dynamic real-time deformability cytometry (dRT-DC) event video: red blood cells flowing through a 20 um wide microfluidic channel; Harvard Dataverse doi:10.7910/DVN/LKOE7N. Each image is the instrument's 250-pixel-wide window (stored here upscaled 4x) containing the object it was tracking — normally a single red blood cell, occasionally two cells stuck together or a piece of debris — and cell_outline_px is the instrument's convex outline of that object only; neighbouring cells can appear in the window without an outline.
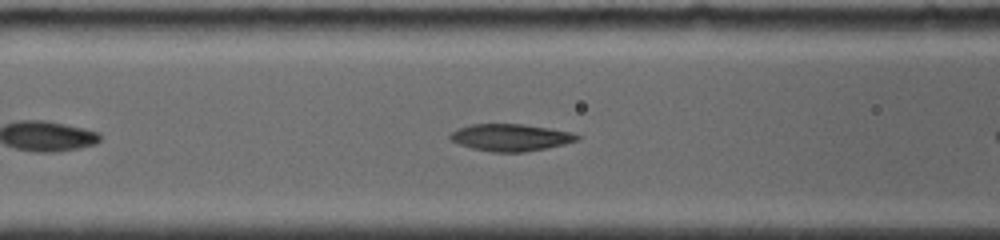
{"species": "common noctule bat (a hibernating species)", "species_latin": "Nyctalus noctula", "temperature_condition": "room temperature", "stored_images_in_passage": 11, "camera_frame_rate_fps": 4000, "um_per_image_px": 0.085, "animal": {"sex": "female", "body_mass_g": 19.0, "forearm_length_mm": 56.7}, "frame": {"image": 1, "passage_image": 5, "time_ms": 1.5, "image_size_px": [1000, 240], "cell_outline_px": [[580, 140], [564, 144], [524, 152], [492, 152], [472, 148], [460, 144], [452, 140], [448, 136], [456, 128], [472, 124], [524, 124], [572, 132], [580, 136]], "centroid_in_image_um": [43.4, 11.68], "position_along_channel_um": 123.2, "area_um2": 19.94}}
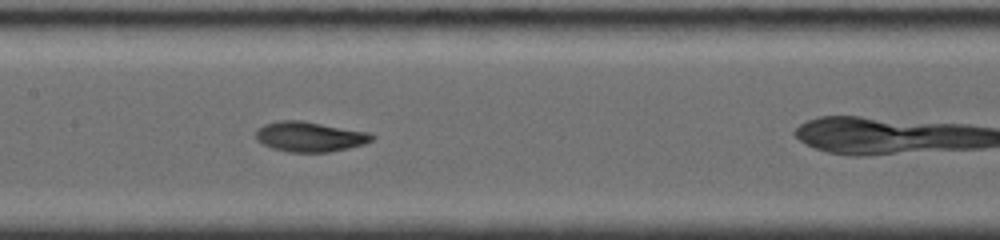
{"frame": {"image": 2, "passage_image": 8, "time_ms": 3.0, "image_size_px": [1000, 240], "cell_outline_px": [[376, 136], [372, 140], [364, 144], [348, 148], [328, 152], [288, 152], [272, 148], [256, 140], [256, 132], [264, 124], [280, 120], [300, 120], [368, 132]], "centroid_in_image_um": [26.33, 11.62], "position_along_channel_um": 181.1, "area_um2": 20.17}}
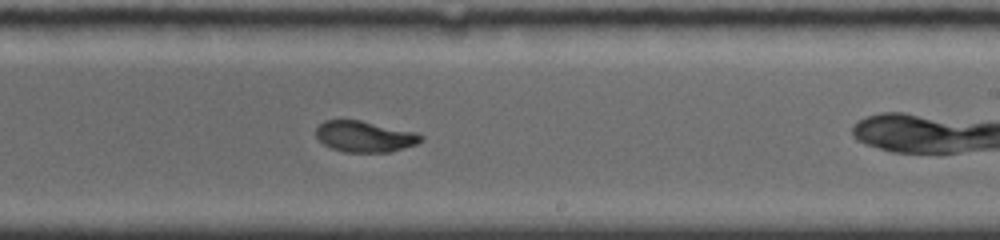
{"frame": {"image": 3, "passage_image": 11, "time_ms": 5.0, "image_size_px": [1000, 240], "cell_outline_px": [[424, 140], [416, 144], [404, 148], [388, 152], [344, 152], [332, 148], [324, 144], [316, 136], [316, 128], [324, 120], [360, 120], [416, 132], [424, 136]], "centroid_in_image_um": [31.02, 11.6], "position_along_channel_um": 258.0, "area_um2": 18.96}}